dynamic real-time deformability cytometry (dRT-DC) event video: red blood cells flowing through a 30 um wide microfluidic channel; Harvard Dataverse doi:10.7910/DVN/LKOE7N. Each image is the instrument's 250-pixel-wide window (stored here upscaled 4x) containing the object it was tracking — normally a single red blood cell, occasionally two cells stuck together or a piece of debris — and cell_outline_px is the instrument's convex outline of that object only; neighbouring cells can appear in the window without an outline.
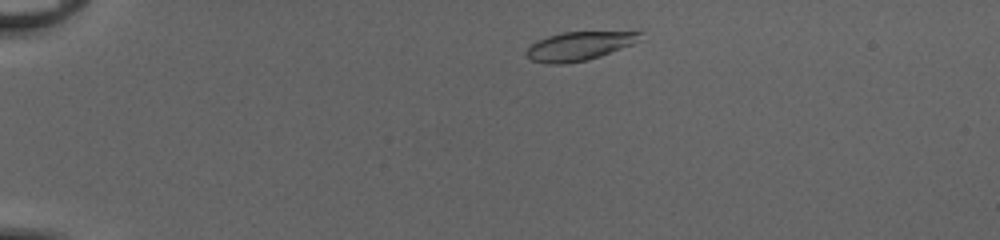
{"species": "common noctule bat (a hibernating species)", "species_latin": "Nyctalus noctula", "temperature_condition": "cold", "stored_images_in_passage": 43, "camera_frame_rate_fps": 3000, "um_per_image_px": 0.085, "animal": {"sex": "female", "body_mass_g": 20.0, "forearm_length_mm": 54.0}, "frame": {"image": 1, "passage_image": 3, "time_ms": 0.667, "image_size_px": [1000, 240], "cell_outline_px": [[644, 32], [632, 44], [600, 56], [588, 60], [564, 64], [548, 64], [532, 60], [524, 52], [536, 40], [548, 36], [564, 32]], "centroid_in_image_um": [49.16, 3.93], "position_along_channel_um": 35.8, "area_um2": 18.73}}
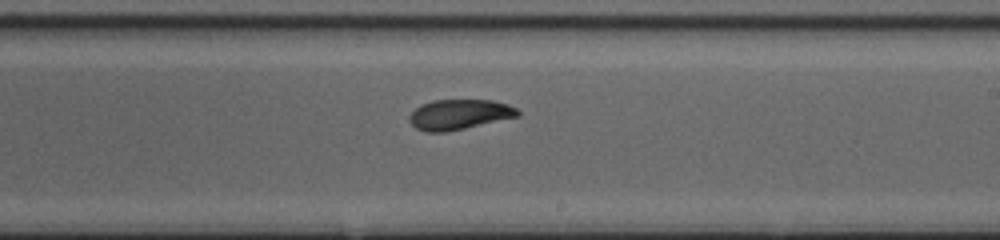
{"frame": {"image": 2, "passage_image": 24, "time_ms": 7.667, "image_size_px": [1000, 240], "cell_outline_px": [[520, 116], [464, 128], [444, 132], [424, 132], [416, 128], [408, 120], [408, 116], [420, 104], [432, 100], [492, 100], [508, 104], [516, 108], [520, 112]], "centroid_in_image_um": [39.02, 9.72], "position_along_channel_um": 250.0, "area_um2": 19.07}}
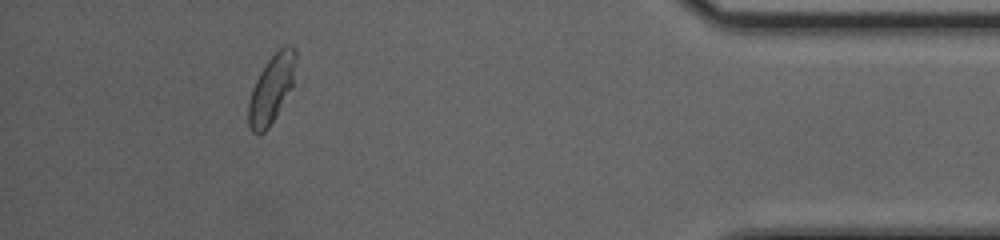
{"frame": {"image": 3, "passage_image": 39, "time_ms": 12.667, "image_size_px": [1000, 240], "cell_outline_px": [[296, 60], [292, 88], [276, 116], [268, 128], [264, 132], [252, 132], [248, 124], [248, 104], [252, 88], [260, 72], [268, 60], [284, 44], [292, 44], [296, 52]], "centroid_in_image_um": [23.09, 7.53], "position_along_channel_um": 412.1, "area_um2": 18.73}, "authors_computed_cell_mechanics": {"area_um2": 19.2474, "velocity_mm_per_s": 4.097, "shape_relaxation_time_tau1_ms": null, "shape_relaxation_time_tau2_ms": 2.5121, "deformation_change_tau1": null, "deformation_change_tau2": 0.0726}}